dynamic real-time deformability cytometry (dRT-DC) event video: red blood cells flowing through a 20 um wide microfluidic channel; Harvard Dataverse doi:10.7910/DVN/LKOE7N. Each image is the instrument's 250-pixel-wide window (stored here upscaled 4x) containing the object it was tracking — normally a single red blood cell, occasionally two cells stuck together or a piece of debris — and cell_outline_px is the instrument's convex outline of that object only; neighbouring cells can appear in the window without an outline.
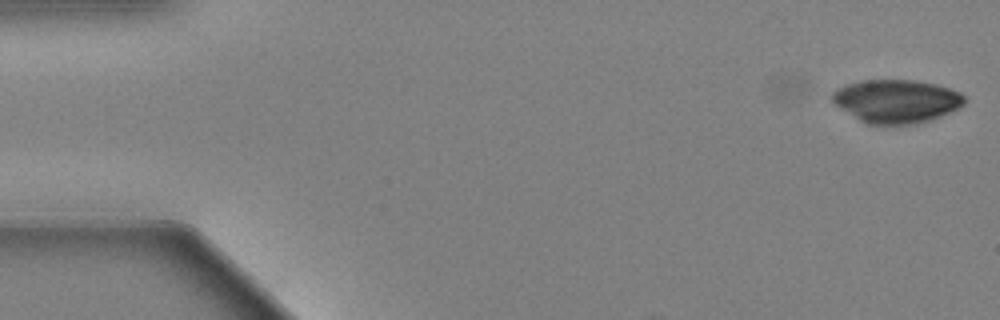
{"species": "Egyptian fruit bat (a non-hibernating species)", "species_latin": "Rousettus aegyptiacus", "temperature_condition": "warm", "stored_images_in_passage": 16, "camera_frame_rate_fps": 3000, "um_per_image_px": 0.085, "animal": {"sex": "female"}, "frame": {"image": 1, "passage_image": 1, "time_ms": 0.0, "image_size_px": [1000, 320], "cell_outline_px": [[964, 104], [960, 108], [932, 120], [920, 124], [884, 128], [864, 124], [836, 104], [832, 100], [832, 92], [848, 84], [864, 80], [912, 80], [936, 84], [960, 92], [964, 96]], "centroid_in_image_um": [76.22, 8.66], "position_along_channel_um": 8.8, "area_um2": 34.1}}